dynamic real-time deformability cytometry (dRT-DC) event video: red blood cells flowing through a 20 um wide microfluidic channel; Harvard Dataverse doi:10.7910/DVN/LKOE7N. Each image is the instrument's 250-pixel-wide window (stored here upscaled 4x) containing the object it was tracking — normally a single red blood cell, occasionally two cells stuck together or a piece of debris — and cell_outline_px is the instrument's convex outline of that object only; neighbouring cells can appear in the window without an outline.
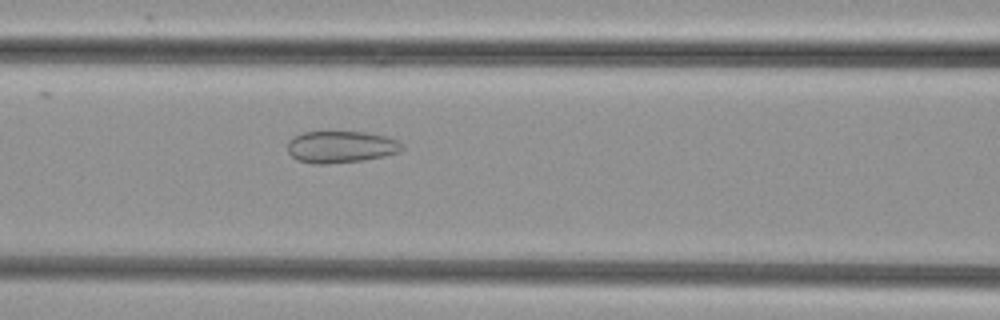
{"species": "common noctule bat (a hibernating species)", "species_latin": "Nyctalus noctula", "temperature_condition": "cold", "stored_images_in_passage": 42, "camera_frame_rate_fps": 3000, "um_per_image_px": 0.085, "animal": {"sex": "female", "body_mass_g": 29.2, "forearm_length_mm": 56.3}, "frame": {"image": 1, "passage_image": 13, "time_ms": 4.0, "image_size_px": [1000, 320], "cell_outline_px": [[404, 148], [400, 152], [384, 156], [364, 160], [328, 164], [312, 164], [296, 160], [288, 152], [288, 140], [304, 132], [368, 132], [400, 140], [404, 144]], "centroid_in_image_um": [29.01, 12.49], "position_along_channel_um": 137.6, "area_um2": 21.5}}
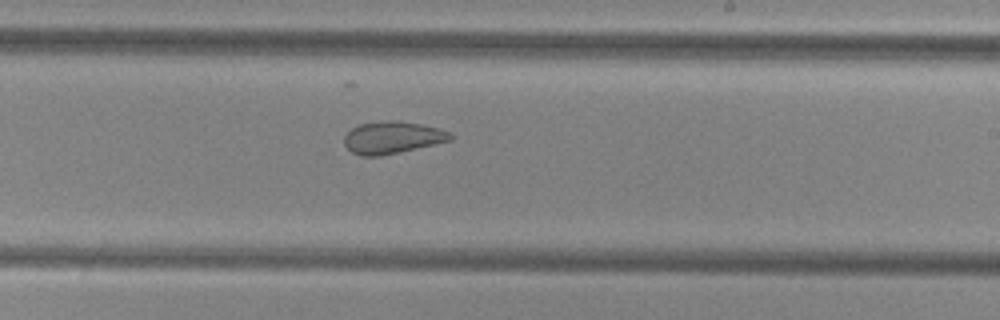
{"frame": {"image": 2, "passage_image": 22, "time_ms": 7.0, "image_size_px": [1000, 320], "cell_outline_px": [[456, 136], [452, 140], [400, 152], [380, 156], [360, 156], [352, 152], [344, 144], [344, 136], [352, 128], [360, 124], [384, 120], [396, 120], [420, 124], [436, 128], [448, 132]], "centroid_in_image_um": [33.34, 11.69], "position_along_channel_um": 255.7, "area_um2": 19.88}}
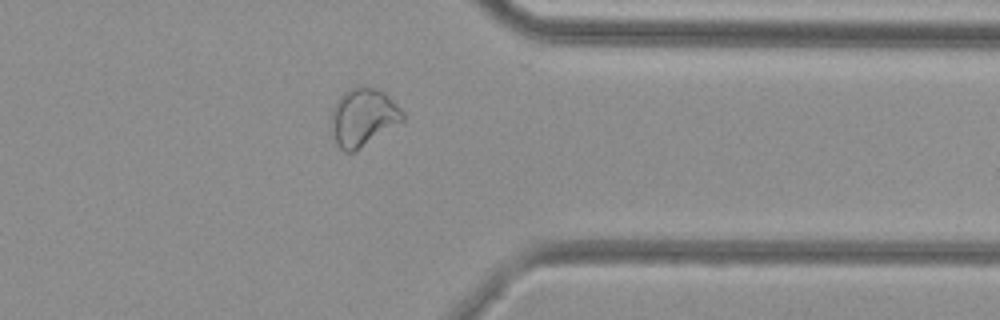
{"frame": {"image": 3, "passage_image": 32, "time_ms": 10.333, "image_size_px": [1000, 320], "cell_outline_px": [[404, 120], [352, 152], [344, 152], [336, 144], [332, 128], [332, 108], [336, 100], [348, 88], [356, 84], [364, 84], [384, 92], [404, 112]], "centroid_in_image_um": [30.85, 9.9], "position_along_channel_um": 380.6, "area_um2": 23.93}}